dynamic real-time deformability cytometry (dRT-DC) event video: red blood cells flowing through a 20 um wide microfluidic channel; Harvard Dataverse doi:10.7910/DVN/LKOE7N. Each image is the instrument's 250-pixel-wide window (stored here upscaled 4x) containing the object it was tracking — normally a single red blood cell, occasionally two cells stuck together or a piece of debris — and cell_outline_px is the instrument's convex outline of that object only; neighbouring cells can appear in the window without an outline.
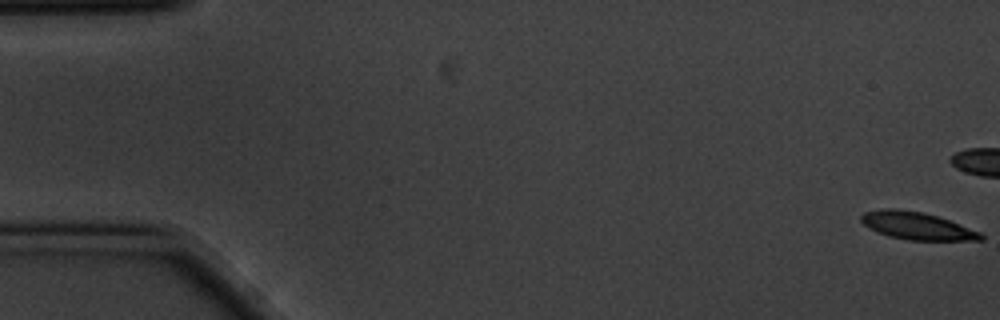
{"species": "common noctule bat (a hibernating species)", "species_latin": "Nyctalus noctula", "temperature_condition": "cold", "stored_images_in_passage": 59, "camera_frame_rate_fps": 3000, "um_per_image_px": 0.085, "animal": {"sex": "male", "body_mass_g": 20.1, "forearm_length_mm": 53.5}, "frame": {"image": 1, "passage_image": 1, "time_ms": 0.0, "image_size_px": [1000, 320], "cell_outline_px": [[984, 240], [908, 240], [888, 236], [876, 232], [864, 224], [860, 220], [860, 216], [864, 212], [880, 208], [896, 208], [920, 212], [936, 216], [948, 220], [980, 232], [984, 236]], "centroid_in_image_um": [77.89, 19.19], "position_along_channel_um": 7.1, "area_um2": 19.07}}
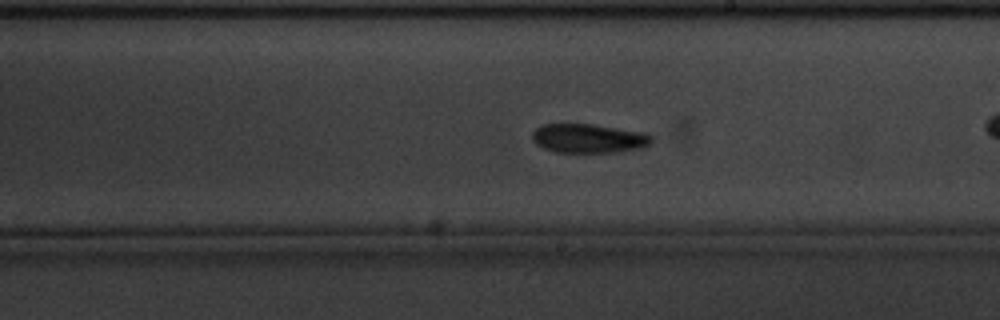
{"frame": {"image": 2, "passage_image": 33, "time_ms": 10.667, "image_size_px": [1000, 320], "cell_outline_px": [[652, 144], [640, 148], [616, 152], [556, 152], [544, 148], [536, 144], [532, 140], [532, 132], [540, 124], [588, 124], [640, 132], [652, 136]], "centroid_in_image_um": [49.98, 11.77], "position_along_channel_um": 239.0, "area_um2": 20.0}}
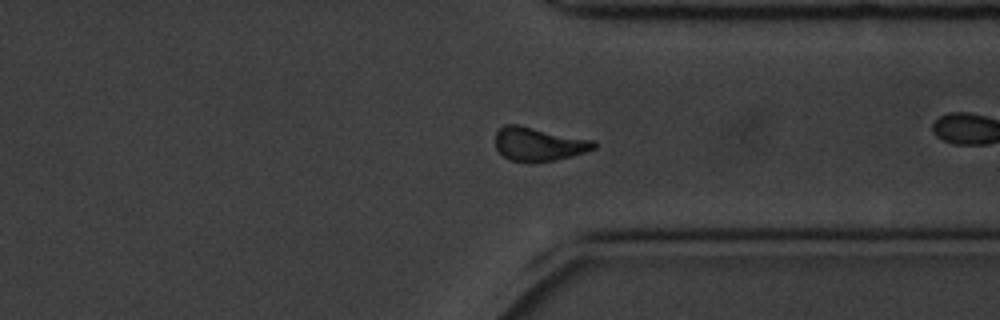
{"frame": {"image": 3, "passage_image": 44, "time_ms": 14.333, "image_size_px": [1000, 320], "cell_outline_px": [[596, 148], [572, 156], [556, 160], [536, 164], [532, 164], [508, 160], [496, 148], [496, 132], [504, 124], [520, 124], [596, 140]], "centroid_in_image_um": [45.8, 12.26], "position_along_channel_um": 365.6, "area_um2": 20.0}, "authors_computed_cell_mechanics": {"area_um2": 19.363, "velocity_mm_per_s": 3.4699, "shape_relaxation_time_tau1_ms": 3.3936, "shape_relaxation_time_tau2_ms": 4.418, "deformation_change_tau1": 0.1014, "deformation_change_tau2": 0.1051}}